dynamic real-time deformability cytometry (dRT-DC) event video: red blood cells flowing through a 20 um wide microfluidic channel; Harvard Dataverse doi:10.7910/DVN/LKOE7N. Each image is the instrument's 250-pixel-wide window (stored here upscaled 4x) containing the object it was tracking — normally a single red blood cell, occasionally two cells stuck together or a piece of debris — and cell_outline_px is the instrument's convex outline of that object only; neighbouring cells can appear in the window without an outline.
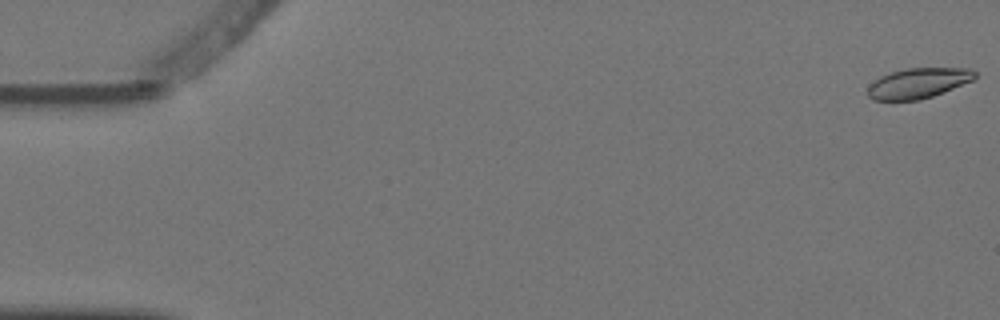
{"species": "Egyptian fruit bat (a non-hibernating species)", "species_latin": "Rousettus aegyptiacus", "temperature_condition": "warm", "stored_images_in_passage": 7, "camera_frame_rate_fps": 3000, "um_per_image_px": 0.085, "animal": {"sex": "female"}, "frame": {"image": 1, "passage_image": 1, "time_ms": 0.0, "image_size_px": [1000, 320], "cell_outline_px": [[976, 76], [972, 80], [932, 96], [920, 100], [872, 100], [868, 96], [868, 84], [880, 76], [892, 72], [908, 68], [968, 68], [976, 72]], "centroid_in_image_um": [78.0, 7.07], "position_along_channel_um": 7.0, "area_um2": 18.73}}
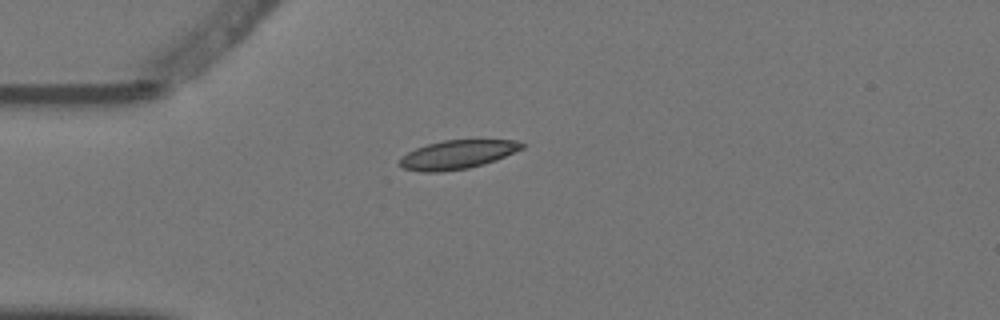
{"frame": {"image": 2, "passage_image": 5, "time_ms": 1.333, "image_size_px": [1000, 320], "cell_outline_px": [[524, 148], [484, 164], [468, 168], [440, 172], [420, 172], [404, 168], [396, 164], [408, 152], [416, 148], [428, 144], [444, 140], [516, 140], [524, 144]], "centroid_in_image_um": [38.85, 13.14], "position_along_channel_um": 46.1, "area_um2": 20.29}}
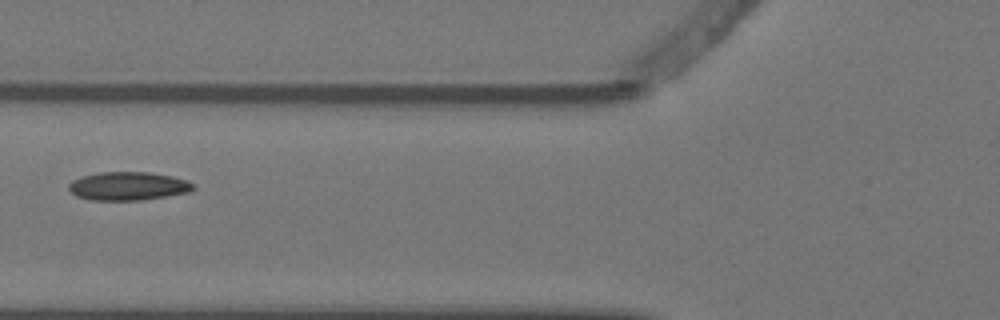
{"frame": {"image": 3, "passage_image": 7, "time_ms": 2.0, "image_size_px": [1000, 320], "cell_outline_px": [[196, 188], [188, 192], [168, 196], [140, 200], [92, 200], [76, 196], [68, 188], [68, 184], [72, 180], [96, 172], [148, 172], [172, 176], [196, 184]], "centroid_in_image_um": [10.9, 15.81], "position_along_channel_um": 114.9, "area_um2": 20.63}}